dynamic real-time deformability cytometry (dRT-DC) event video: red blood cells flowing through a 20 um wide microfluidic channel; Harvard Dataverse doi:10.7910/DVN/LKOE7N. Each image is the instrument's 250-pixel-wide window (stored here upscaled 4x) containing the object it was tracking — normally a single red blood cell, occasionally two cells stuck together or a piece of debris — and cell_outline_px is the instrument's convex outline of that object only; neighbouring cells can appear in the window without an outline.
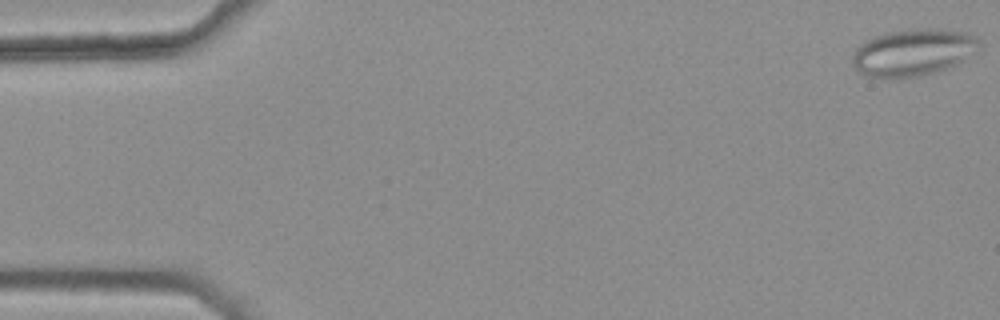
{"species": "common noctule bat (a hibernating species)", "species_latin": "Nyctalus noctula", "temperature_condition": "warm", "stored_images_in_passage": 16, "camera_frame_rate_fps": 3000, "um_per_image_px": 0.085, "animal": {"sex": "female", "body_mass_g": 25.1}, "frame": {"image": 1, "passage_image": 1, "time_ms": 0.0, "image_size_px": [1000, 320], "cell_outline_px": [[980, 48], [964, 60], [948, 68], [920, 76], [896, 80], [888, 80], [864, 76], [852, 64], [852, 56], [856, 48], [860, 44], [872, 36], [888, 32], [924, 28], [936, 28], [964, 32], [980, 40]], "centroid_in_image_um": [77.57, 4.49], "position_along_channel_um": 7.4, "area_um2": 35.26}}